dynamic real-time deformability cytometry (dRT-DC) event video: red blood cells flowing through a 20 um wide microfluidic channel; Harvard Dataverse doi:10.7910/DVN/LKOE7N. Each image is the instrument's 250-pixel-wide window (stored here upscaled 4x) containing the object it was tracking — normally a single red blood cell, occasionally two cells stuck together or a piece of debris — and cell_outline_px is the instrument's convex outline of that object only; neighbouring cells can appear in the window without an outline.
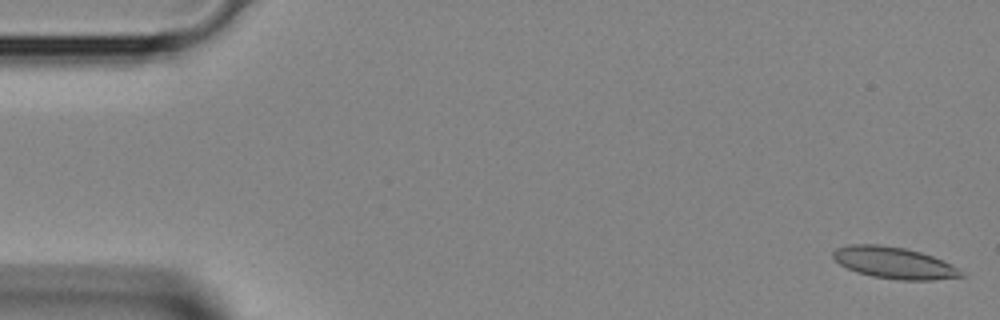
{"species": "Egyptian fruit bat (a non-hibernating species)", "species_latin": "Rousettus aegyptiacus", "temperature_condition": "room temperature", "stored_images_in_passage": 3, "camera_frame_rate_fps": 3000, "um_per_image_px": 0.085, "animal": {"sex": "female"}, "frame": {"image": 1, "passage_image": 1, "time_ms": 0.0, "image_size_px": [1000, 320], "cell_outline_px": [[968, 276], [928, 280], [900, 280], [872, 276], [856, 272], [840, 264], [832, 256], [832, 252], [836, 248], [848, 244], [880, 244], [904, 248], [920, 252], [932, 256], [952, 264]], "centroid_in_image_um": [75.99, 22.33], "position_along_channel_um": 9.0, "area_um2": 23.58}}
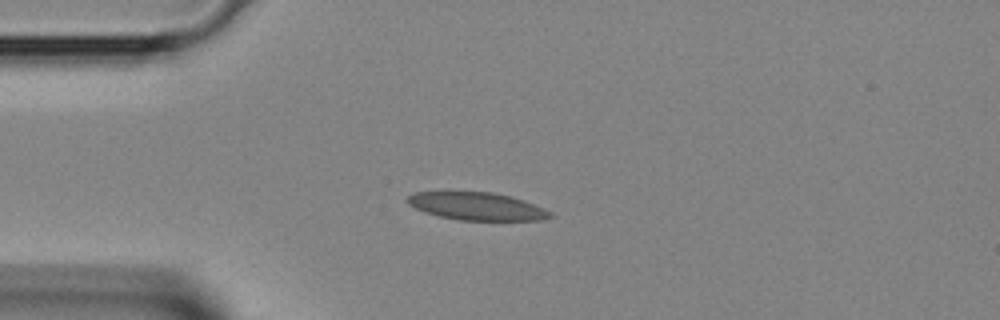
{"frame": {"image": 2, "passage_image": 3, "time_ms": 0.667, "image_size_px": [1000, 320], "cell_outline_px": [[552, 216], [540, 220], [460, 220], [440, 216], [424, 212], [408, 204], [404, 200], [412, 192], [492, 192], [512, 196], [524, 200], [544, 208], [552, 212]], "centroid_in_image_um": [40.52, 17.52], "position_along_channel_um": 44.5, "area_um2": 23.06}}